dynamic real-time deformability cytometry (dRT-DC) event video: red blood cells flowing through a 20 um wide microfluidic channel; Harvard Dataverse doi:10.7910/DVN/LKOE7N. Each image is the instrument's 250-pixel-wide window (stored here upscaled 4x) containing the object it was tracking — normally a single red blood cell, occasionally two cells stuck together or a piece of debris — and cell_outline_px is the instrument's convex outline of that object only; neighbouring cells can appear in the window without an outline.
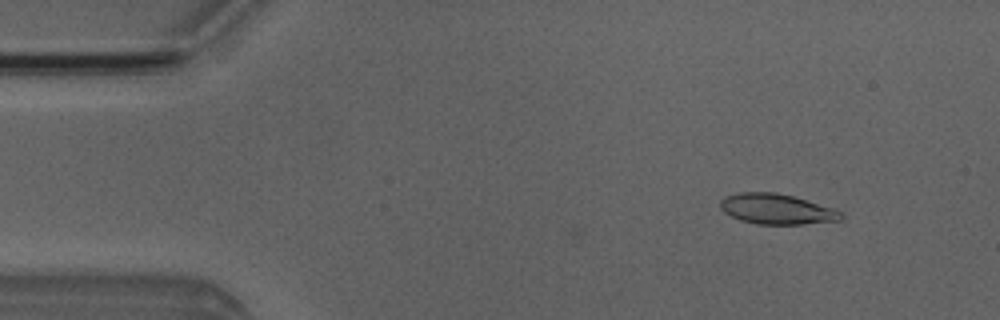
{"species": "Egyptian fruit bat (a non-hibernating species)", "species_latin": "Rousettus aegyptiacus", "temperature_condition": "room temperature", "stored_images_in_passage": 3, "camera_frame_rate_fps": 3000, "um_per_image_px": 0.085, "animal": {"sex": "male"}, "frame": {"image": 1, "passage_image": 3, "time_ms": 3.0, "image_size_px": [1000, 320], "cell_outline_px": [[844, 216], [840, 220], [804, 224], [756, 224], [740, 220], [724, 212], [720, 208], [720, 200], [728, 196], [740, 192], [776, 192], [792, 196], [832, 208], [840, 212]], "centroid_in_image_um": [65.99, 17.77], "position_along_channel_um": 19.0, "area_um2": 21.1}}